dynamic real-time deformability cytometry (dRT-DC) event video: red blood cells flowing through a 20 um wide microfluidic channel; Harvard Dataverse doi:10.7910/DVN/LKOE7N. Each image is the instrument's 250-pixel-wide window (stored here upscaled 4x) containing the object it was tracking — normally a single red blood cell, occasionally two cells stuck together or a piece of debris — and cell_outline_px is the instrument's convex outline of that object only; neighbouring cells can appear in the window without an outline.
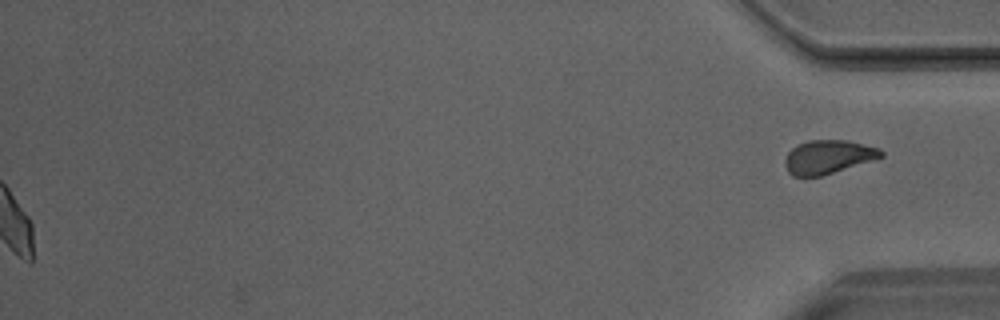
{"species": "Egyptian fruit bat (a non-hibernating species)", "species_latin": "Rousettus aegyptiacus", "temperature_condition": "room temperature", "stored_images_in_passage": 46, "segment_of_instrument_passage": [2, 2], "camera_frame_rate_fps": 3000, "um_per_image_px": 0.085, "animal": {"sex": "male"}, "frame": {"image": 1, "passage_image": 46, "time_ms": 15.0, "image_size_px": [1000, 320], "cell_outline_px": [[884, 156], [872, 160], [820, 176], [792, 176], [788, 172], [784, 164], [784, 160], [788, 152], [796, 144], [808, 140], [848, 140], [880, 148], [884, 152]], "centroid_in_image_um": [70.37, 13.32], "position_along_channel_um": 364.8, "area_um2": 18.84}}